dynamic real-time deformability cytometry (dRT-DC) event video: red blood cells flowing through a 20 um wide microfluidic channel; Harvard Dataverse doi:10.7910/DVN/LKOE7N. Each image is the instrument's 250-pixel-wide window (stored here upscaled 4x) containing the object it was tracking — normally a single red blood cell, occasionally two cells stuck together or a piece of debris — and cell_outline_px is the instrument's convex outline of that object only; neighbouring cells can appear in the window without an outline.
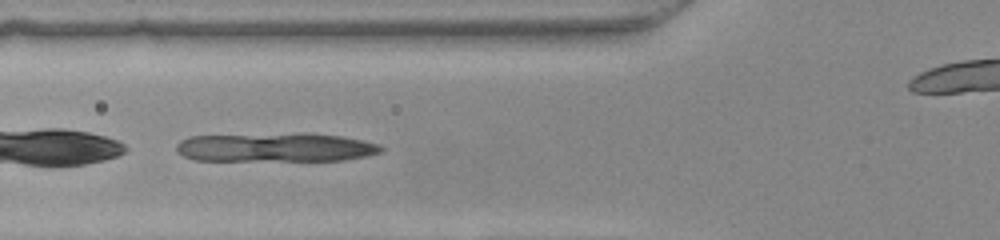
{"species": "common noctule bat (a hibernating species)", "species_latin": "Nyctalus noctula", "temperature_condition": "warm", "stored_images_in_passage": 31, "camera_frame_rate_fps": 3000, "um_per_image_px": 0.085, "animal": {"sex": "female", "body_mass_g": 22.0, "forearm_length_mm": 56.7}, "frame": {"image": 1, "passage_image": 4, "time_ms": 1.0, "image_size_px": [1000, 240], "cell_outline_px": [[384, 148], [380, 152], [364, 156], [344, 160], [196, 160], [184, 156], [176, 152], [176, 144], [180, 140], [188, 136], [340, 136], [380, 144]], "centroid_in_image_um": [23.37, 12.58], "position_along_channel_um": 102.4, "area_um2": 32.54}}